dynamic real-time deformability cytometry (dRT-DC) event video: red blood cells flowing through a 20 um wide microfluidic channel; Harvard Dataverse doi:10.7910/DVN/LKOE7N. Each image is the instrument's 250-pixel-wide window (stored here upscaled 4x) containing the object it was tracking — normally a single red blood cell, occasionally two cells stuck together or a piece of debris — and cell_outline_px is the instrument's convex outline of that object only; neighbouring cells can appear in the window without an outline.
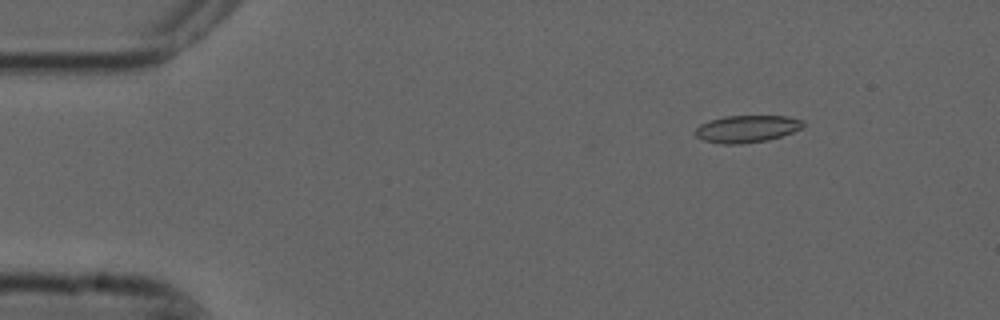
{"species": "common noctule bat (a hibernating species)", "species_latin": "Nyctalus noctula", "temperature_condition": "cold", "stored_images_in_passage": 5, "camera_frame_rate_fps": 3000, "um_per_image_px": 0.085, "animal": {"sex": "male", "forearm_length_mm": 52.5}, "frame": {"image": 1, "passage_image": 2, "time_ms": 0.333, "image_size_px": [1000, 320], "cell_outline_px": [[804, 124], [800, 128], [792, 132], [768, 140], [740, 144], [724, 144], [704, 140], [696, 136], [692, 132], [700, 124], [708, 120], [724, 116], [788, 116], [804, 120]], "centroid_in_image_um": [63.44, 10.94], "position_along_channel_um": 21.6, "area_um2": 17.11}}
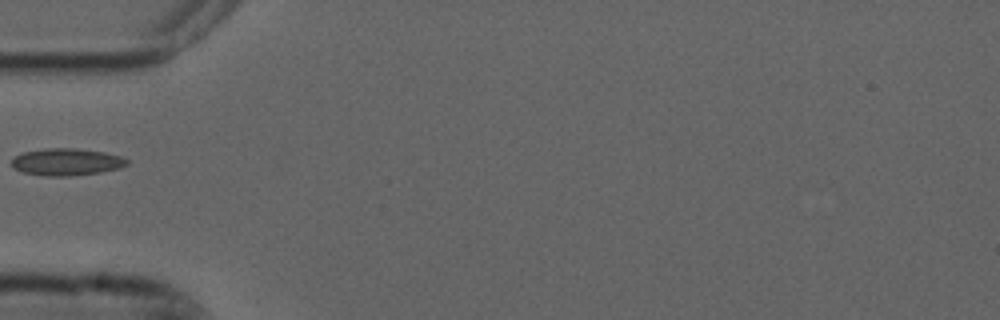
{"frame": {"image": 2, "passage_image": 5, "time_ms": 1.333, "image_size_px": [1000, 320], "cell_outline_px": [[128, 164], [120, 168], [100, 172], [68, 176], [44, 176], [24, 172], [12, 168], [12, 160], [16, 156], [24, 152], [44, 148], [76, 148], [104, 152], [120, 156], [128, 160]], "centroid_in_image_um": [5.65, 13.76], "position_along_channel_um": 79.3, "area_um2": 18.15}}